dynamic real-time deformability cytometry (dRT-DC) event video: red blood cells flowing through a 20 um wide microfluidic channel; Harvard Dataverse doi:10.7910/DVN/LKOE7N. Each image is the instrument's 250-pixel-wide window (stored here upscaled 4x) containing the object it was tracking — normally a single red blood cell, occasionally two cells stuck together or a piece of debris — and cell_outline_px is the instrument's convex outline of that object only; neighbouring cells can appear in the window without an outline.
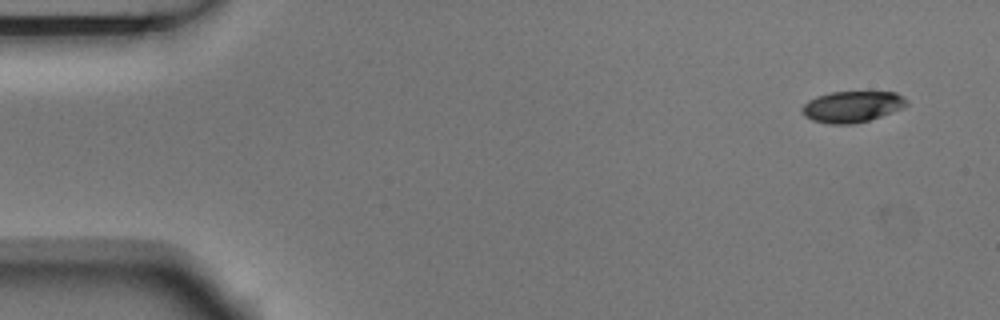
{"species": "Egyptian fruit bat (a non-hibernating species)", "species_latin": "Rousettus aegyptiacus", "temperature_condition": "room temperature", "stored_images_in_passage": 4, "camera_frame_rate_fps": 3000, "um_per_image_px": 0.085, "animal": {"sex": "male"}, "frame": {"image": 1, "passage_image": 1, "time_ms": 0.0, "image_size_px": [1000, 320], "cell_outline_px": [[908, 104], [900, 108], [880, 116], [868, 120], [852, 124], [828, 124], [812, 120], [804, 116], [800, 112], [800, 108], [808, 100], [816, 96], [832, 92], [896, 92], [904, 96], [908, 100]], "centroid_in_image_um": [72.38, 9.06], "position_along_channel_um": 12.6, "area_um2": 19.02}}
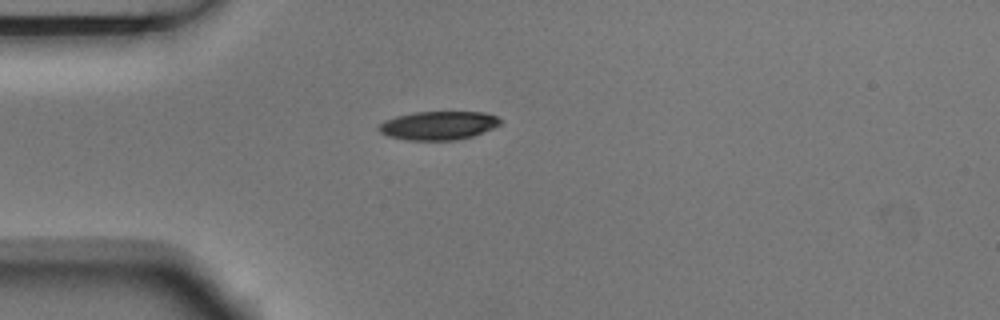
{"frame": {"image": 2, "passage_image": 3, "time_ms": 0.667, "image_size_px": [1000, 320], "cell_outline_px": [[504, 120], [500, 124], [492, 128], [472, 136], [456, 140], [408, 140], [388, 136], [380, 132], [376, 128], [384, 120], [396, 116], [416, 112], [484, 112], [496, 116]], "centroid_in_image_um": [37.25, 10.66], "position_along_channel_um": 47.7, "area_um2": 20.23}}